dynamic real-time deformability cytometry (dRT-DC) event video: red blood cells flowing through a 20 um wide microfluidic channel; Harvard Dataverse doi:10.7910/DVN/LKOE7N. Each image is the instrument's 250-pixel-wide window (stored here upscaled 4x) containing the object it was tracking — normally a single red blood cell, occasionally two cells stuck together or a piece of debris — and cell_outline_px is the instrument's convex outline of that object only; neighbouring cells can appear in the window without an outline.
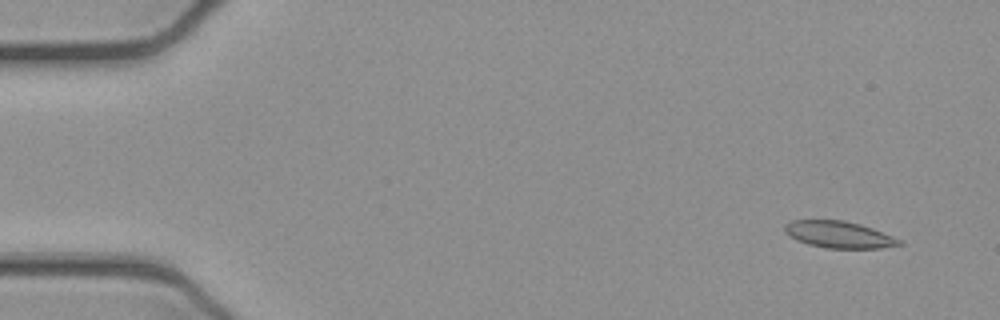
{"species": "common noctule bat (a hibernating species)", "species_latin": "Nyctalus noctula", "temperature_condition": "cold", "stored_images_in_passage": 50, "camera_frame_rate_fps": 3000, "um_per_image_px": 0.085, "animal": {"sex": "female", "body_mass_g": 21.9}, "frame": {"image": 1, "passage_image": 1, "time_ms": 0.0, "image_size_px": [1000, 320], "cell_outline_px": [[904, 244], [880, 248], [828, 248], [808, 244], [796, 240], [784, 232], [784, 224], [792, 220], [844, 220], [860, 224], [872, 228], [904, 240]], "centroid_in_image_um": [71.32, 19.94], "position_along_channel_um": 13.7, "area_um2": 17.98}}
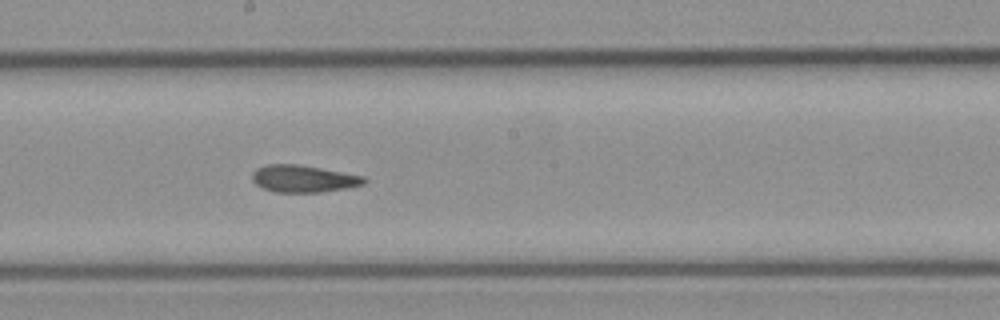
{"frame": {"image": 2, "passage_image": 26, "time_ms": 8.333, "image_size_px": [1000, 320], "cell_outline_px": [[368, 180], [364, 184], [344, 188], [320, 192], [276, 192], [260, 188], [252, 180], [252, 172], [256, 168], [268, 164], [296, 164], [320, 168], [364, 176]], "centroid_in_image_um": [25.75, 15.19], "position_along_channel_um": 222.4, "area_um2": 17.63}}
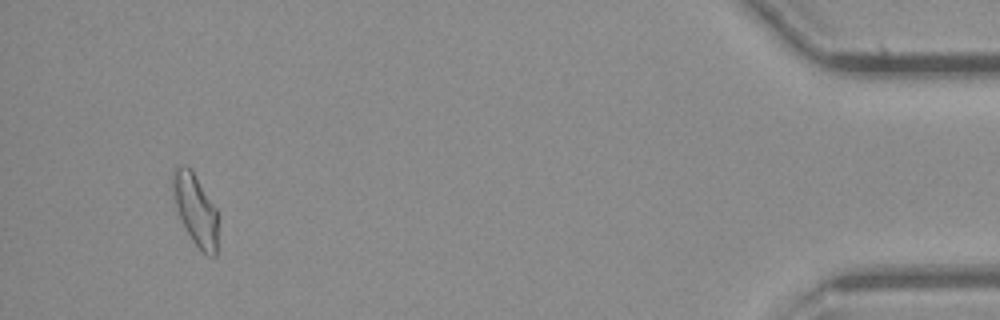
{"frame": {"image": 3, "passage_image": 47, "time_ms": 15.333, "image_size_px": [1000, 320], "cell_outline_px": [[216, 256], [212, 256], [204, 252], [192, 240], [176, 208], [172, 188], [172, 172], [176, 164], [184, 164], [192, 172], [216, 208]], "centroid_in_image_um": [16.57, 17.76], "position_along_channel_um": 418.6, "area_um2": 18.03}, "authors_computed_cell_mechanics": {"area_um2": 18.0336, "velocity_mm_per_s": 3.9096, "shape_relaxation_time_tau1_ms": null, "shape_relaxation_time_tau2_ms": 8.0848, "deformation_change_tau1": null, "deformation_change_tau2": 0.1207}}